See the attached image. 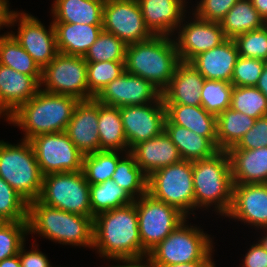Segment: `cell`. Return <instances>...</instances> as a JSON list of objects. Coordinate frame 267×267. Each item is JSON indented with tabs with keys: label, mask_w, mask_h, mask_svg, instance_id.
Instances as JSON below:
<instances>
[{
	"label": "cell",
	"mask_w": 267,
	"mask_h": 267,
	"mask_svg": "<svg viewBox=\"0 0 267 267\" xmlns=\"http://www.w3.org/2000/svg\"><path fill=\"white\" fill-rule=\"evenodd\" d=\"M102 257L113 260L145 259L138 228V213L133 202L102 212L93 219V247Z\"/></svg>",
	"instance_id": "6da1fadb"
},
{
	"label": "cell",
	"mask_w": 267,
	"mask_h": 267,
	"mask_svg": "<svg viewBox=\"0 0 267 267\" xmlns=\"http://www.w3.org/2000/svg\"><path fill=\"white\" fill-rule=\"evenodd\" d=\"M78 102L75 97L50 93L41 88L6 119L22 128L25 132L22 140H30L40 134L64 132Z\"/></svg>",
	"instance_id": "7a4b0ae2"
},
{
	"label": "cell",
	"mask_w": 267,
	"mask_h": 267,
	"mask_svg": "<svg viewBox=\"0 0 267 267\" xmlns=\"http://www.w3.org/2000/svg\"><path fill=\"white\" fill-rule=\"evenodd\" d=\"M180 62L176 43L169 36L153 35L147 40L127 44L125 71L148 80L161 93Z\"/></svg>",
	"instance_id": "3957f363"
},
{
	"label": "cell",
	"mask_w": 267,
	"mask_h": 267,
	"mask_svg": "<svg viewBox=\"0 0 267 267\" xmlns=\"http://www.w3.org/2000/svg\"><path fill=\"white\" fill-rule=\"evenodd\" d=\"M93 219L49 207L38 199L28 203V233L60 244L93 247Z\"/></svg>",
	"instance_id": "277c9868"
},
{
	"label": "cell",
	"mask_w": 267,
	"mask_h": 267,
	"mask_svg": "<svg viewBox=\"0 0 267 267\" xmlns=\"http://www.w3.org/2000/svg\"><path fill=\"white\" fill-rule=\"evenodd\" d=\"M192 171L195 209L215 205L217 213L226 216L234 185L228 152L219 150L210 158L193 161Z\"/></svg>",
	"instance_id": "5b68a950"
},
{
	"label": "cell",
	"mask_w": 267,
	"mask_h": 267,
	"mask_svg": "<svg viewBox=\"0 0 267 267\" xmlns=\"http://www.w3.org/2000/svg\"><path fill=\"white\" fill-rule=\"evenodd\" d=\"M0 177L28 203L39 198L43 175L29 140L16 145L0 140Z\"/></svg>",
	"instance_id": "8992f818"
},
{
	"label": "cell",
	"mask_w": 267,
	"mask_h": 267,
	"mask_svg": "<svg viewBox=\"0 0 267 267\" xmlns=\"http://www.w3.org/2000/svg\"><path fill=\"white\" fill-rule=\"evenodd\" d=\"M185 223L148 252L147 258L156 267L202 261L213 251L210 235Z\"/></svg>",
	"instance_id": "52a82bcc"
},
{
	"label": "cell",
	"mask_w": 267,
	"mask_h": 267,
	"mask_svg": "<svg viewBox=\"0 0 267 267\" xmlns=\"http://www.w3.org/2000/svg\"><path fill=\"white\" fill-rule=\"evenodd\" d=\"M147 193L187 217L195 209L192 161L181 160L151 173L147 177Z\"/></svg>",
	"instance_id": "ba28073f"
},
{
	"label": "cell",
	"mask_w": 267,
	"mask_h": 267,
	"mask_svg": "<svg viewBox=\"0 0 267 267\" xmlns=\"http://www.w3.org/2000/svg\"><path fill=\"white\" fill-rule=\"evenodd\" d=\"M38 200L49 207L92 217L90 184L83 171L44 175Z\"/></svg>",
	"instance_id": "9c48e42d"
},
{
	"label": "cell",
	"mask_w": 267,
	"mask_h": 267,
	"mask_svg": "<svg viewBox=\"0 0 267 267\" xmlns=\"http://www.w3.org/2000/svg\"><path fill=\"white\" fill-rule=\"evenodd\" d=\"M40 87L44 91L69 95L78 100L95 98L88 90L87 62L83 56L58 52L55 58L42 69Z\"/></svg>",
	"instance_id": "30bf717a"
},
{
	"label": "cell",
	"mask_w": 267,
	"mask_h": 267,
	"mask_svg": "<svg viewBox=\"0 0 267 267\" xmlns=\"http://www.w3.org/2000/svg\"><path fill=\"white\" fill-rule=\"evenodd\" d=\"M142 247L149 252L172 233L186 217L178 209L154 199L148 193L134 200Z\"/></svg>",
	"instance_id": "8fae6325"
},
{
	"label": "cell",
	"mask_w": 267,
	"mask_h": 267,
	"mask_svg": "<svg viewBox=\"0 0 267 267\" xmlns=\"http://www.w3.org/2000/svg\"><path fill=\"white\" fill-rule=\"evenodd\" d=\"M42 175L82 171V154L67 133L40 134L29 140Z\"/></svg>",
	"instance_id": "7c38bea8"
},
{
	"label": "cell",
	"mask_w": 267,
	"mask_h": 267,
	"mask_svg": "<svg viewBox=\"0 0 267 267\" xmlns=\"http://www.w3.org/2000/svg\"><path fill=\"white\" fill-rule=\"evenodd\" d=\"M18 22L17 35L11 33L23 49L33 58L36 64L43 69L58 53L56 34L53 22L47 30L36 17L28 13L10 11L7 9L4 26Z\"/></svg>",
	"instance_id": "4fadbf2b"
},
{
	"label": "cell",
	"mask_w": 267,
	"mask_h": 267,
	"mask_svg": "<svg viewBox=\"0 0 267 267\" xmlns=\"http://www.w3.org/2000/svg\"><path fill=\"white\" fill-rule=\"evenodd\" d=\"M102 27L126 44L144 41L153 36L145 25L137 0H105Z\"/></svg>",
	"instance_id": "5bb4252c"
},
{
	"label": "cell",
	"mask_w": 267,
	"mask_h": 267,
	"mask_svg": "<svg viewBox=\"0 0 267 267\" xmlns=\"http://www.w3.org/2000/svg\"><path fill=\"white\" fill-rule=\"evenodd\" d=\"M120 113L129 150L164 131L166 109L162 97L155 103L120 107Z\"/></svg>",
	"instance_id": "9a60e30c"
},
{
	"label": "cell",
	"mask_w": 267,
	"mask_h": 267,
	"mask_svg": "<svg viewBox=\"0 0 267 267\" xmlns=\"http://www.w3.org/2000/svg\"><path fill=\"white\" fill-rule=\"evenodd\" d=\"M161 92L148 80L126 71L108 83L95 97L101 104L115 107L155 103Z\"/></svg>",
	"instance_id": "2e32d148"
},
{
	"label": "cell",
	"mask_w": 267,
	"mask_h": 267,
	"mask_svg": "<svg viewBox=\"0 0 267 267\" xmlns=\"http://www.w3.org/2000/svg\"><path fill=\"white\" fill-rule=\"evenodd\" d=\"M180 24L178 38L175 39L181 62H191L197 55L219 46L227 40L220 23L199 19Z\"/></svg>",
	"instance_id": "e0dca14e"
},
{
	"label": "cell",
	"mask_w": 267,
	"mask_h": 267,
	"mask_svg": "<svg viewBox=\"0 0 267 267\" xmlns=\"http://www.w3.org/2000/svg\"><path fill=\"white\" fill-rule=\"evenodd\" d=\"M227 217L267 229V183L234 184Z\"/></svg>",
	"instance_id": "ac0fdd59"
},
{
	"label": "cell",
	"mask_w": 267,
	"mask_h": 267,
	"mask_svg": "<svg viewBox=\"0 0 267 267\" xmlns=\"http://www.w3.org/2000/svg\"><path fill=\"white\" fill-rule=\"evenodd\" d=\"M98 120L99 101L79 100L65 132L84 155L100 151Z\"/></svg>",
	"instance_id": "d6986e66"
},
{
	"label": "cell",
	"mask_w": 267,
	"mask_h": 267,
	"mask_svg": "<svg viewBox=\"0 0 267 267\" xmlns=\"http://www.w3.org/2000/svg\"><path fill=\"white\" fill-rule=\"evenodd\" d=\"M42 76H29L0 64V116L11 115L39 90Z\"/></svg>",
	"instance_id": "ffe728a7"
},
{
	"label": "cell",
	"mask_w": 267,
	"mask_h": 267,
	"mask_svg": "<svg viewBox=\"0 0 267 267\" xmlns=\"http://www.w3.org/2000/svg\"><path fill=\"white\" fill-rule=\"evenodd\" d=\"M137 1L140 5L145 25L153 35L172 37L175 30H177L176 28L184 20L185 0Z\"/></svg>",
	"instance_id": "44dd1931"
},
{
	"label": "cell",
	"mask_w": 267,
	"mask_h": 267,
	"mask_svg": "<svg viewBox=\"0 0 267 267\" xmlns=\"http://www.w3.org/2000/svg\"><path fill=\"white\" fill-rule=\"evenodd\" d=\"M130 153L147 177L160 168L182 160L177 147L165 131L152 139L139 142L130 149Z\"/></svg>",
	"instance_id": "7402d4cb"
},
{
	"label": "cell",
	"mask_w": 267,
	"mask_h": 267,
	"mask_svg": "<svg viewBox=\"0 0 267 267\" xmlns=\"http://www.w3.org/2000/svg\"><path fill=\"white\" fill-rule=\"evenodd\" d=\"M239 57L234 39L197 55L190 64L207 80H224L231 83L233 69Z\"/></svg>",
	"instance_id": "603a6c76"
},
{
	"label": "cell",
	"mask_w": 267,
	"mask_h": 267,
	"mask_svg": "<svg viewBox=\"0 0 267 267\" xmlns=\"http://www.w3.org/2000/svg\"><path fill=\"white\" fill-rule=\"evenodd\" d=\"M205 78L189 63L180 62L167 88L161 93L164 104L201 105Z\"/></svg>",
	"instance_id": "cb8c5ba5"
},
{
	"label": "cell",
	"mask_w": 267,
	"mask_h": 267,
	"mask_svg": "<svg viewBox=\"0 0 267 267\" xmlns=\"http://www.w3.org/2000/svg\"><path fill=\"white\" fill-rule=\"evenodd\" d=\"M234 184L267 183V147L229 149Z\"/></svg>",
	"instance_id": "d4e9b609"
},
{
	"label": "cell",
	"mask_w": 267,
	"mask_h": 267,
	"mask_svg": "<svg viewBox=\"0 0 267 267\" xmlns=\"http://www.w3.org/2000/svg\"><path fill=\"white\" fill-rule=\"evenodd\" d=\"M166 118L172 123L208 138L217 147V116L201 105L164 104Z\"/></svg>",
	"instance_id": "484cf974"
},
{
	"label": "cell",
	"mask_w": 267,
	"mask_h": 267,
	"mask_svg": "<svg viewBox=\"0 0 267 267\" xmlns=\"http://www.w3.org/2000/svg\"><path fill=\"white\" fill-rule=\"evenodd\" d=\"M60 53L84 56L102 32V25L53 22Z\"/></svg>",
	"instance_id": "4316f807"
},
{
	"label": "cell",
	"mask_w": 267,
	"mask_h": 267,
	"mask_svg": "<svg viewBox=\"0 0 267 267\" xmlns=\"http://www.w3.org/2000/svg\"><path fill=\"white\" fill-rule=\"evenodd\" d=\"M164 131L177 147L182 160L196 161L212 157L219 150L206 137L200 136L189 129L172 124L167 118Z\"/></svg>",
	"instance_id": "83f0119b"
},
{
	"label": "cell",
	"mask_w": 267,
	"mask_h": 267,
	"mask_svg": "<svg viewBox=\"0 0 267 267\" xmlns=\"http://www.w3.org/2000/svg\"><path fill=\"white\" fill-rule=\"evenodd\" d=\"M105 0H55L53 22L102 25Z\"/></svg>",
	"instance_id": "f1b7e54d"
},
{
	"label": "cell",
	"mask_w": 267,
	"mask_h": 267,
	"mask_svg": "<svg viewBox=\"0 0 267 267\" xmlns=\"http://www.w3.org/2000/svg\"><path fill=\"white\" fill-rule=\"evenodd\" d=\"M98 134L100 150L130 152L123 129L120 107L99 102Z\"/></svg>",
	"instance_id": "f546056e"
},
{
	"label": "cell",
	"mask_w": 267,
	"mask_h": 267,
	"mask_svg": "<svg viewBox=\"0 0 267 267\" xmlns=\"http://www.w3.org/2000/svg\"><path fill=\"white\" fill-rule=\"evenodd\" d=\"M265 24L250 0H238L220 21L227 39H235L239 35L260 29Z\"/></svg>",
	"instance_id": "4dcf8cb0"
},
{
	"label": "cell",
	"mask_w": 267,
	"mask_h": 267,
	"mask_svg": "<svg viewBox=\"0 0 267 267\" xmlns=\"http://www.w3.org/2000/svg\"><path fill=\"white\" fill-rule=\"evenodd\" d=\"M255 118L227 108L217 116V148L228 151L253 127Z\"/></svg>",
	"instance_id": "1f68e13d"
},
{
	"label": "cell",
	"mask_w": 267,
	"mask_h": 267,
	"mask_svg": "<svg viewBox=\"0 0 267 267\" xmlns=\"http://www.w3.org/2000/svg\"><path fill=\"white\" fill-rule=\"evenodd\" d=\"M133 202L134 199L112 179L90 185V205L93 218L102 212L121 208Z\"/></svg>",
	"instance_id": "d6a6232c"
},
{
	"label": "cell",
	"mask_w": 267,
	"mask_h": 267,
	"mask_svg": "<svg viewBox=\"0 0 267 267\" xmlns=\"http://www.w3.org/2000/svg\"><path fill=\"white\" fill-rule=\"evenodd\" d=\"M0 64L29 76H42V69L10 32L0 35Z\"/></svg>",
	"instance_id": "836d02e7"
},
{
	"label": "cell",
	"mask_w": 267,
	"mask_h": 267,
	"mask_svg": "<svg viewBox=\"0 0 267 267\" xmlns=\"http://www.w3.org/2000/svg\"><path fill=\"white\" fill-rule=\"evenodd\" d=\"M125 155L123 159L118 161L111 179L136 200L147 193V176L137 165L130 152L125 153Z\"/></svg>",
	"instance_id": "e575fe53"
},
{
	"label": "cell",
	"mask_w": 267,
	"mask_h": 267,
	"mask_svg": "<svg viewBox=\"0 0 267 267\" xmlns=\"http://www.w3.org/2000/svg\"><path fill=\"white\" fill-rule=\"evenodd\" d=\"M119 151L100 150L83 157V169L90 185L105 182L112 178L120 157Z\"/></svg>",
	"instance_id": "d590c367"
},
{
	"label": "cell",
	"mask_w": 267,
	"mask_h": 267,
	"mask_svg": "<svg viewBox=\"0 0 267 267\" xmlns=\"http://www.w3.org/2000/svg\"><path fill=\"white\" fill-rule=\"evenodd\" d=\"M230 107L255 119L267 116V98L256 86H234Z\"/></svg>",
	"instance_id": "8d00e7d4"
},
{
	"label": "cell",
	"mask_w": 267,
	"mask_h": 267,
	"mask_svg": "<svg viewBox=\"0 0 267 267\" xmlns=\"http://www.w3.org/2000/svg\"><path fill=\"white\" fill-rule=\"evenodd\" d=\"M127 44L115 35L102 30L95 43L83 56L87 63L125 61Z\"/></svg>",
	"instance_id": "74e56055"
},
{
	"label": "cell",
	"mask_w": 267,
	"mask_h": 267,
	"mask_svg": "<svg viewBox=\"0 0 267 267\" xmlns=\"http://www.w3.org/2000/svg\"><path fill=\"white\" fill-rule=\"evenodd\" d=\"M232 83L205 79L201 89V106L216 116L231 106Z\"/></svg>",
	"instance_id": "f35d334b"
},
{
	"label": "cell",
	"mask_w": 267,
	"mask_h": 267,
	"mask_svg": "<svg viewBox=\"0 0 267 267\" xmlns=\"http://www.w3.org/2000/svg\"><path fill=\"white\" fill-rule=\"evenodd\" d=\"M125 72V61L87 63L89 92L96 97L111 81Z\"/></svg>",
	"instance_id": "ab89813d"
},
{
	"label": "cell",
	"mask_w": 267,
	"mask_h": 267,
	"mask_svg": "<svg viewBox=\"0 0 267 267\" xmlns=\"http://www.w3.org/2000/svg\"><path fill=\"white\" fill-rule=\"evenodd\" d=\"M28 233V221L0 222V261L17 255Z\"/></svg>",
	"instance_id": "60d3db41"
},
{
	"label": "cell",
	"mask_w": 267,
	"mask_h": 267,
	"mask_svg": "<svg viewBox=\"0 0 267 267\" xmlns=\"http://www.w3.org/2000/svg\"><path fill=\"white\" fill-rule=\"evenodd\" d=\"M28 202L0 177V221H27Z\"/></svg>",
	"instance_id": "b9f144b4"
},
{
	"label": "cell",
	"mask_w": 267,
	"mask_h": 267,
	"mask_svg": "<svg viewBox=\"0 0 267 267\" xmlns=\"http://www.w3.org/2000/svg\"><path fill=\"white\" fill-rule=\"evenodd\" d=\"M239 56L261 59L267 62V24L234 39Z\"/></svg>",
	"instance_id": "7bdbcfd3"
},
{
	"label": "cell",
	"mask_w": 267,
	"mask_h": 267,
	"mask_svg": "<svg viewBox=\"0 0 267 267\" xmlns=\"http://www.w3.org/2000/svg\"><path fill=\"white\" fill-rule=\"evenodd\" d=\"M266 61L239 56L232 73L233 86H256Z\"/></svg>",
	"instance_id": "ee69618b"
},
{
	"label": "cell",
	"mask_w": 267,
	"mask_h": 267,
	"mask_svg": "<svg viewBox=\"0 0 267 267\" xmlns=\"http://www.w3.org/2000/svg\"><path fill=\"white\" fill-rule=\"evenodd\" d=\"M238 0H201L196 7L194 16L201 20L218 22L226 16L227 12Z\"/></svg>",
	"instance_id": "f6af8a7d"
},
{
	"label": "cell",
	"mask_w": 267,
	"mask_h": 267,
	"mask_svg": "<svg viewBox=\"0 0 267 267\" xmlns=\"http://www.w3.org/2000/svg\"><path fill=\"white\" fill-rule=\"evenodd\" d=\"M259 147H267V116L256 119L253 127L230 149L254 150Z\"/></svg>",
	"instance_id": "bcb514c9"
},
{
	"label": "cell",
	"mask_w": 267,
	"mask_h": 267,
	"mask_svg": "<svg viewBox=\"0 0 267 267\" xmlns=\"http://www.w3.org/2000/svg\"><path fill=\"white\" fill-rule=\"evenodd\" d=\"M31 251H24V245L19 251V259L21 262V267H52L46 255L41 251L35 249Z\"/></svg>",
	"instance_id": "7dc6e473"
},
{
	"label": "cell",
	"mask_w": 267,
	"mask_h": 267,
	"mask_svg": "<svg viewBox=\"0 0 267 267\" xmlns=\"http://www.w3.org/2000/svg\"><path fill=\"white\" fill-rule=\"evenodd\" d=\"M245 254L242 267H267V251L258 242Z\"/></svg>",
	"instance_id": "c3c4849f"
},
{
	"label": "cell",
	"mask_w": 267,
	"mask_h": 267,
	"mask_svg": "<svg viewBox=\"0 0 267 267\" xmlns=\"http://www.w3.org/2000/svg\"><path fill=\"white\" fill-rule=\"evenodd\" d=\"M212 252L202 261L192 262V263H180L173 264L166 267H213L215 264L212 261Z\"/></svg>",
	"instance_id": "681fc988"
},
{
	"label": "cell",
	"mask_w": 267,
	"mask_h": 267,
	"mask_svg": "<svg viewBox=\"0 0 267 267\" xmlns=\"http://www.w3.org/2000/svg\"><path fill=\"white\" fill-rule=\"evenodd\" d=\"M145 259L146 261H144L143 258L120 260L121 262L124 263V265H117L112 267H156L148 258ZM142 261H144L145 263Z\"/></svg>",
	"instance_id": "f907efd6"
},
{
	"label": "cell",
	"mask_w": 267,
	"mask_h": 267,
	"mask_svg": "<svg viewBox=\"0 0 267 267\" xmlns=\"http://www.w3.org/2000/svg\"><path fill=\"white\" fill-rule=\"evenodd\" d=\"M260 17L267 24V0H250Z\"/></svg>",
	"instance_id": "816d5d0a"
},
{
	"label": "cell",
	"mask_w": 267,
	"mask_h": 267,
	"mask_svg": "<svg viewBox=\"0 0 267 267\" xmlns=\"http://www.w3.org/2000/svg\"><path fill=\"white\" fill-rule=\"evenodd\" d=\"M256 87L263 93L267 98V62L264 65L262 74L258 80Z\"/></svg>",
	"instance_id": "f5cc1de1"
},
{
	"label": "cell",
	"mask_w": 267,
	"mask_h": 267,
	"mask_svg": "<svg viewBox=\"0 0 267 267\" xmlns=\"http://www.w3.org/2000/svg\"><path fill=\"white\" fill-rule=\"evenodd\" d=\"M0 267H21L19 254L0 261Z\"/></svg>",
	"instance_id": "db71d44e"
},
{
	"label": "cell",
	"mask_w": 267,
	"mask_h": 267,
	"mask_svg": "<svg viewBox=\"0 0 267 267\" xmlns=\"http://www.w3.org/2000/svg\"><path fill=\"white\" fill-rule=\"evenodd\" d=\"M8 2H9L8 0H0V29L5 24V16L7 9L9 7Z\"/></svg>",
	"instance_id": "11a10c76"
},
{
	"label": "cell",
	"mask_w": 267,
	"mask_h": 267,
	"mask_svg": "<svg viewBox=\"0 0 267 267\" xmlns=\"http://www.w3.org/2000/svg\"><path fill=\"white\" fill-rule=\"evenodd\" d=\"M266 233H267V230L265 229ZM259 243L262 245V247L267 251V235L266 236H263V238H261L259 240Z\"/></svg>",
	"instance_id": "9f6ffc18"
}]
</instances>
